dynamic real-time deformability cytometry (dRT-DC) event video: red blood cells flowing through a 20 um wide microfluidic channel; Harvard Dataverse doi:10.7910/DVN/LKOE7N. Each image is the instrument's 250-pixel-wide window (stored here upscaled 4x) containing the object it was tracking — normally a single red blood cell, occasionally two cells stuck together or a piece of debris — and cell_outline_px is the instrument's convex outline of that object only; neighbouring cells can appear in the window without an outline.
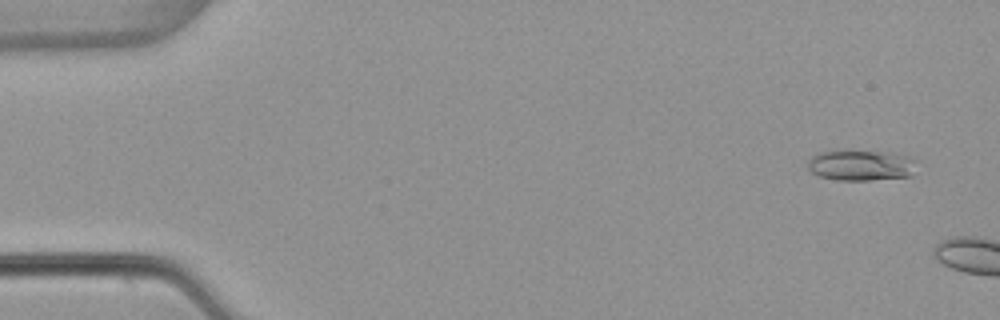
{"species": "common noctule bat (a hibernating species)", "species_latin": "Nyctalus noctula", "temperature_condition": "warm", "stored_images_in_passage": 7, "camera_frame_rate_fps": 3000, "um_per_image_px": 0.085, "animal": {"sex": "female", "body_mass_g": 22.7, "forearm_length_mm": 54.2}, "frame": {"image": 1, "passage_image": 3, "time_ms": 0.667, "image_size_px": [1000, 320], "cell_outline_px": [[912, 176], [872, 180], [836, 180], [820, 176], [812, 172], [808, 168], [808, 160], [812, 156], [820, 152], [836, 148], [848, 148], [892, 152], [912, 156]], "centroid_in_image_um": [73.12, 13.99], "position_along_channel_um": 11.9, "area_um2": 20.23}}